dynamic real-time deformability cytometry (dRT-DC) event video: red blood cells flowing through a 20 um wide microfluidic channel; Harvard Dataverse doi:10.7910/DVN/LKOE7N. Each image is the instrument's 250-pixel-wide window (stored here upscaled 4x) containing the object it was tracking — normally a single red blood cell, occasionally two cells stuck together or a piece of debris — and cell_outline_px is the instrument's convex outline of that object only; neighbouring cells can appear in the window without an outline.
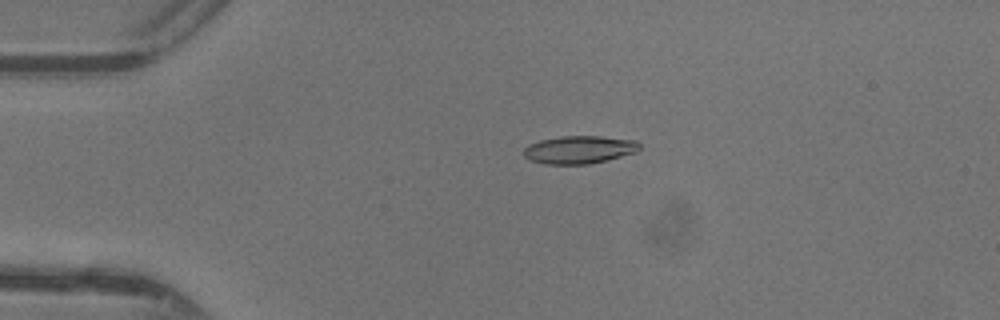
{"species": "common noctule bat (a hibernating species)", "species_latin": "Nyctalus noctula", "temperature_condition": "warm", "stored_images_in_passage": 47, "camera_frame_rate_fps": 3000, "um_per_image_px": 0.085, "animal": {"sex": "female"}, "frame": {"image": 1, "passage_image": 11, "time_ms": 3.333, "image_size_px": [1000, 320], "cell_outline_px": [[640, 148], [636, 152], [588, 164], [544, 164], [532, 160], [524, 156], [524, 148], [528, 144], [540, 140], [560, 136], [600, 136], [636, 140], [640, 144]], "centroid_in_image_um": [49.22, 12.71], "position_along_channel_um": 35.8, "area_um2": 18.67}}
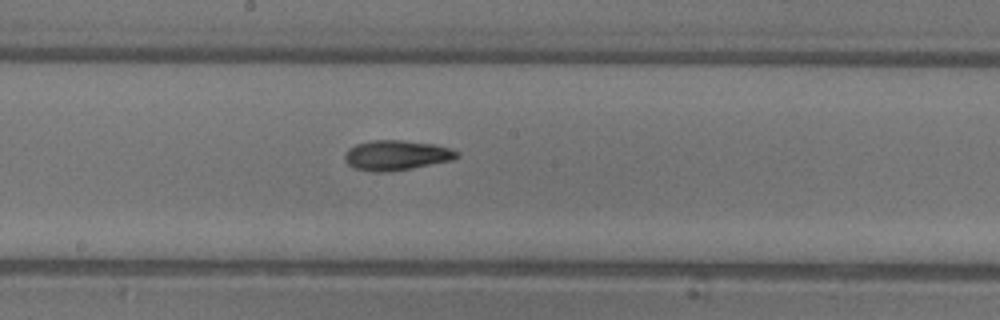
{"frame": {"image": 2, "passage_image": 26, "time_ms": 8.333, "image_size_px": [1000, 320], "cell_outline_px": [[460, 156], [452, 160], [412, 168], [384, 172], [372, 172], [352, 168], [344, 160], [344, 156], [348, 148], [356, 144], [372, 140], [404, 140], [432, 144], [448, 148], [460, 152]], "centroid_in_image_um": [33.66, 13.2], "position_along_channel_um": 214.5, "area_um2": 19.65}}
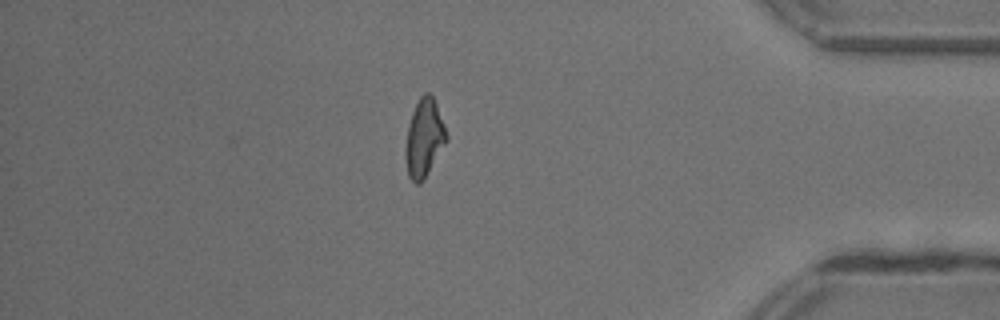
{"frame": {"image": 3, "passage_image": 41, "time_ms": 13.333, "image_size_px": [1000, 320], "cell_outline_px": [[448, 140], [424, 180], [420, 184], [416, 184], [408, 176], [404, 156], [404, 148], [408, 124], [412, 112], [420, 96], [424, 92], [428, 92], [432, 96], [436, 104], [444, 124], [448, 136]], "centroid_in_image_um": [36.04, 11.77], "position_along_channel_um": 399.2, "area_um2": 18.84}, "authors_computed_cell_mechanics": {"area_um2": 18.3226, "velocity_mm_per_s": 4.4121, "shape_relaxation_time_tau1_ms": 5.3428, "shape_relaxation_time_tau2_ms": 4.5651, "deformation_change_tau1": 0.1711, "deformation_change_tau2": 0.1352}}